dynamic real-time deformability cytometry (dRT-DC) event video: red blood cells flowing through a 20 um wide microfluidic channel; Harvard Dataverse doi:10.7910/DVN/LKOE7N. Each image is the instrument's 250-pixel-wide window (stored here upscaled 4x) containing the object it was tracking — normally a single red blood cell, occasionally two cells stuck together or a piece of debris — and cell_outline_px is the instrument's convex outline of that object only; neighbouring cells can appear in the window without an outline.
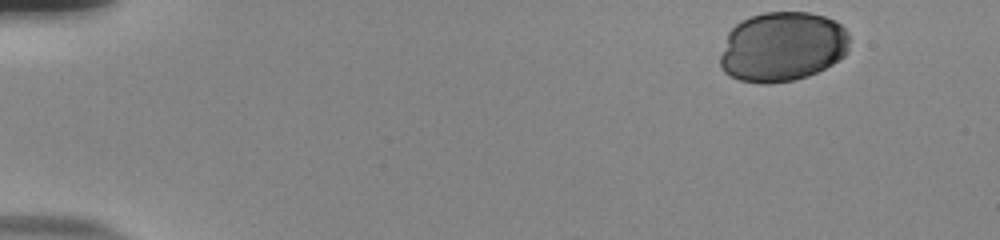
{"species": "human", "species_latin": "Homo sapiens", "temperature_condition": "room temperature", "stored_images_in_passage": 42, "camera_frame_rate_fps": 3000, "um_per_image_px": 0.085, "donor": {"sex": "male"}, "frame": {"image": 1, "passage_image": 1, "time_ms": 0.0, "image_size_px": [1000, 240], "cell_outline_px": [[848, 52], [844, 56], [832, 64], [808, 76], [792, 80], [768, 84], [760, 84], [740, 80], [724, 72], [720, 68], [720, 56], [728, 32], [740, 20], [764, 12], [808, 12], [824, 16], [836, 20], [848, 32]], "centroid_in_image_um": [66.5, 3.97], "position_along_channel_um": 18.5, "area_um2": 52.83}}
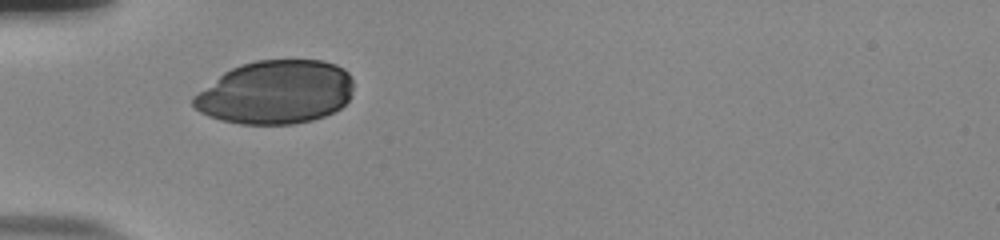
{"frame": {"image": 2, "passage_image": 14, "time_ms": 4.333, "image_size_px": [1000, 240], "cell_outline_px": [[352, 96], [340, 108], [324, 116], [312, 120], [292, 124], [240, 124], [220, 120], [208, 116], [200, 112], [192, 104], [192, 96], [224, 72], [240, 64], [256, 60], [320, 60], [336, 64], [344, 68], [352, 76]], "centroid_in_image_um": [23.43, 7.84], "position_along_channel_um": 61.6, "area_um2": 59.59}}
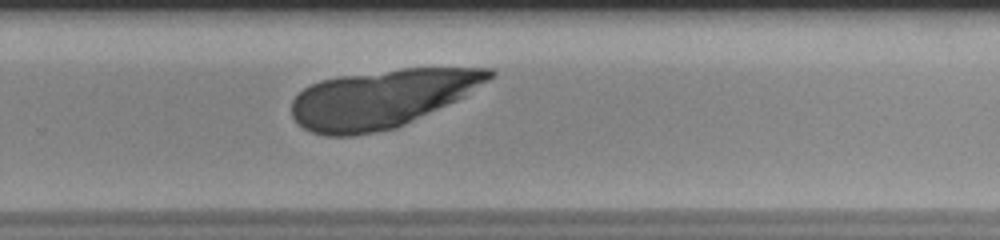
{"frame": {"image": 3, "passage_image": 33, "time_ms": 10.667, "image_size_px": [1000, 240], "cell_outline_px": [[496, 72], [488, 80], [464, 96], [456, 100], [396, 128], [352, 136], [324, 136], [312, 132], [296, 124], [292, 116], [292, 100], [304, 88], [320, 80], [340, 76], [400, 68], [492, 68]], "centroid_in_image_um": [32.39, 8.38], "position_along_channel_um": 297.4, "area_um2": 66.53}}